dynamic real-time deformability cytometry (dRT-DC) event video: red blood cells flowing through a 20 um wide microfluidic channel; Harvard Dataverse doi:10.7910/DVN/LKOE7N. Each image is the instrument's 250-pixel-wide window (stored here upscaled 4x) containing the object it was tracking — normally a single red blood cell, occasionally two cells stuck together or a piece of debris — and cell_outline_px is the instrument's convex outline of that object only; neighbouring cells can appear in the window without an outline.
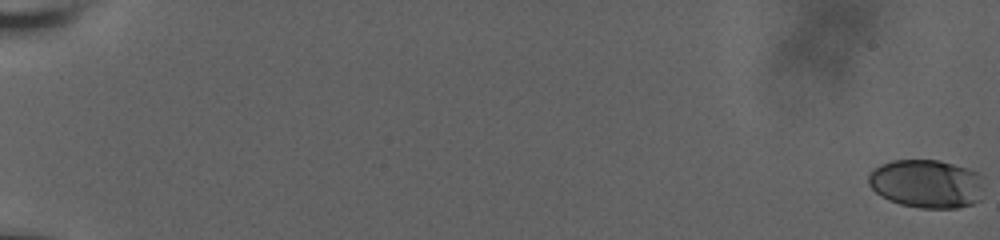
{"species": "human", "species_latin": "Homo sapiens", "temperature_condition": "room temperature", "stored_images_in_passage": 62, "camera_frame_rate_fps": 3000, "um_per_image_px": 0.085, "donor": {"sex": "male"}, "frame": {"image": 1, "passage_image": 1, "time_ms": 0.0, "image_size_px": [1000, 240], "cell_outline_px": [[984, 176], [980, 200], [972, 204], [960, 208], [920, 208], [900, 204], [888, 200], [880, 196], [868, 184], [868, 176], [880, 164], [892, 160], [940, 160], [968, 168]], "centroid_in_image_um": [78.78, 15.62], "position_along_channel_um": 6.2, "area_um2": 32.95}}
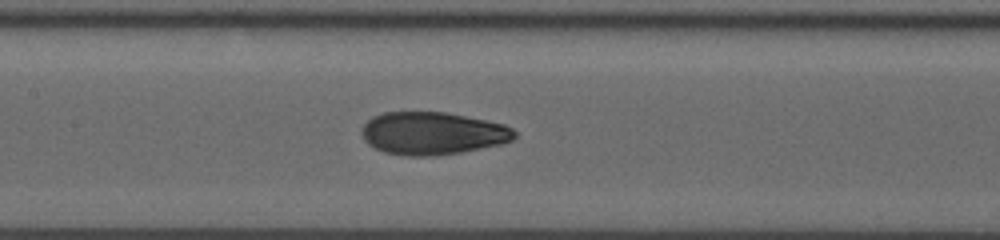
{"frame": {"image": 2, "passage_image": 34, "time_ms": 11.0, "image_size_px": [1000, 240], "cell_outline_px": [[516, 136], [512, 140], [500, 144], [460, 152], [436, 156], [408, 156], [384, 152], [368, 144], [364, 140], [360, 132], [364, 124], [372, 116], [384, 112], [444, 112], [504, 124], [512, 128], [516, 132]], "centroid_in_image_um": [36.73, 11.33], "position_along_channel_um": 170.7, "area_um2": 37.92}}
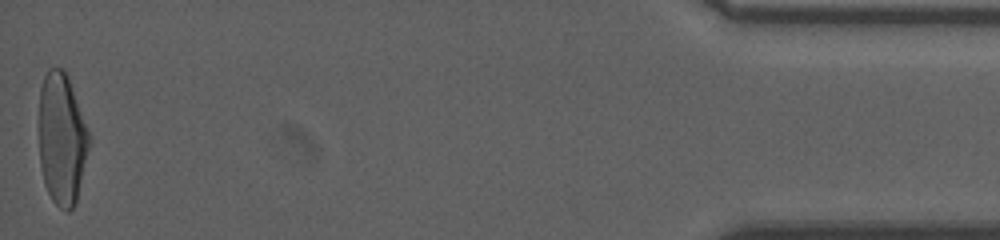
{"frame": {"image": 3, "passage_image": 62, "time_ms": 20.333, "image_size_px": [1000, 240], "cell_outline_px": [[92, 144], [76, 200], [72, 208], [68, 212], [60, 208], [52, 200], [44, 184], [40, 164], [40, 88], [44, 76], [48, 68], [60, 68], [68, 76], [92, 136]], "centroid_in_image_um": [5.3, 11.81], "position_along_channel_um": 429.9, "area_um2": 39.02}, "authors_computed_cell_mechanics": {"area_um2": 37.3966, "velocity_mm_per_s": 3.6754, "shape_relaxation_time_tau1_ms": 5.1684, "shape_relaxation_time_tau2_ms": 1.2665, "deformation_change_tau1": 0.2125, "deformation_change_tau2": 0.0657}}